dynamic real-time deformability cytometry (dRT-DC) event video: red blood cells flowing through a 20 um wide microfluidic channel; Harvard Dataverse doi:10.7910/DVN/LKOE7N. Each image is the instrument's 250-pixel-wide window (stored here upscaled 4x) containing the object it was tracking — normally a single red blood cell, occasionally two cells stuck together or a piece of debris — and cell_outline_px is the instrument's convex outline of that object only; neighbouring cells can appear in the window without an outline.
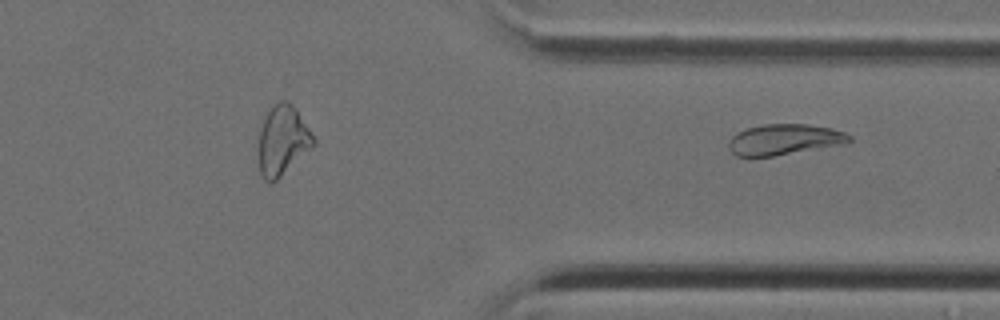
{"species": "Egyptian fruit bat (a non-hibernating species)", "species_latin": "Rousettus aegyptiacus", "temperature_condition": "cold", "stored_images_in_passage": 39, "segment_of_instrument_passage": [2, 2], "camera_frame_rate_fps": 3000, "um_per_image_px": 0.085, "animal": {"sex": "female"}, "frame": {"image": 1, "passage_image": 39, "time_ms": 12.667, "image_size_px": [1000, 320], "cell_outline_px": [[852, 140], [844, 144], [772, 156], [736, 156], [728, 148], [728, 144], [732, 136], [736, 132], [748, 128], [764, 124], [808, 124], [832, 128], [844, 132], [852, 136]], "centroid_in_image_um": [66.68, 11.85], "position_along_channel_um": 344.7, "area_um2": 21.56}}